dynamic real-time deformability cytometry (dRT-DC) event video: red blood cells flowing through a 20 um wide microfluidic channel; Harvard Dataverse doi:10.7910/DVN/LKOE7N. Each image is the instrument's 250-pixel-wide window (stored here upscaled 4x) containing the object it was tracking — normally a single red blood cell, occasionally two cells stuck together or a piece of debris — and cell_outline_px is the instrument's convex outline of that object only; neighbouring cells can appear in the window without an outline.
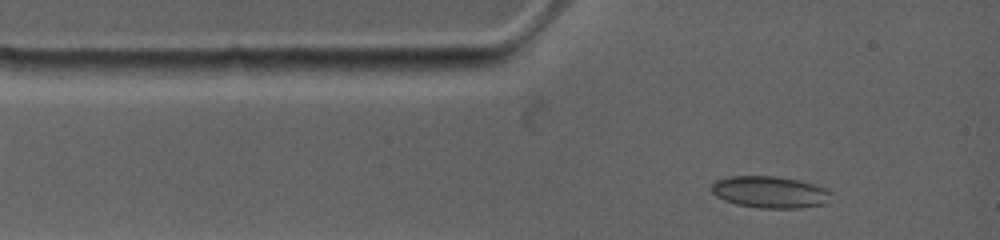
{"species": "common noctule bat (a hibernating species)", "species_latin": "Nyctalus noctula", "temperature_condition": "warm", "stored_images_in_passage": 8, "camera_frame_rate_fps": 4500, "um_per_image_px": 0.085, "animal": {"sex": "female", "body_mass_g": 19.0, "forearm_length_mm": 53.3}, "frame": {"image": 1, "passage_image": 2, "time_ms": 0.444, "image_size_px": [1000, 240], "cell_outline_px": [[832, 192], [828, 204], [800, 208], [760, 208], [736, 204], [724, 200], [716, 196], [708, 188], [716, 180], [728, 176], [776, 176], [796, 180], [812, 184], [824, 188]], "centroid_in_image_um": [65.42, 16.33], "position_along_channel_um": 19.6, "area_um2": 22.31}}
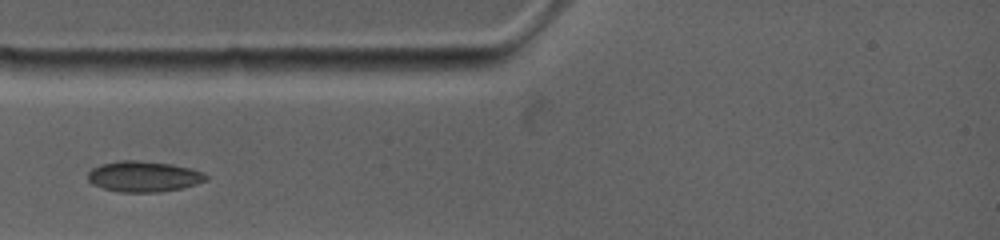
{"frame": {"image": 2, "passage_image": 5, "time_ms": 2.222, "image_size_px": [1000, 240], "cell_outline_px": [[208, 180], [196, 184], [180, 188], [160, 192], [120, 192], [104, 188], [92, 184], [88, 180], [88, 172], [92, 168], [100, 164], [120, 160], [136, 160], [172, 164], [204, 172], [208, 176]], "centroid_in_image_um": [12.21, 15.0], "position_along_channel_um": 72.8, "area_um2": 21.15}}
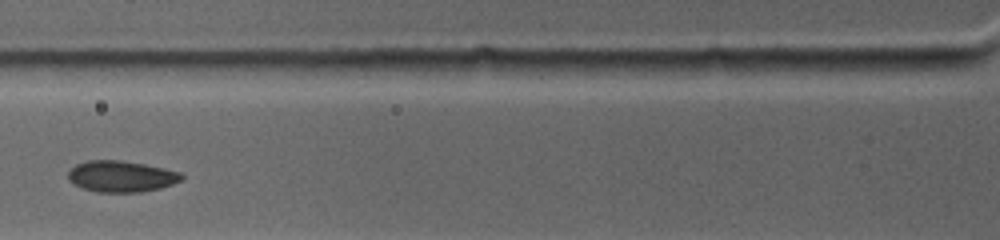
{"frame": {"image": 3, "passage_image": 7, "time_ms": 3.333, "image_size_px": [1000, 240], "cell_outline_px": [[184, 176], [180, 180], [172, 184], [160, 188], [140, 192], [96, 192], [80, 188], [68, 180], [68, 172], [76, 164], [88, 160], [120, 160], [144, 164], [184, 172]], "centroid_in_image_um": [10.3, 14.99], "position_along_channel_um": 115.5, "area_um2": 20.81}}